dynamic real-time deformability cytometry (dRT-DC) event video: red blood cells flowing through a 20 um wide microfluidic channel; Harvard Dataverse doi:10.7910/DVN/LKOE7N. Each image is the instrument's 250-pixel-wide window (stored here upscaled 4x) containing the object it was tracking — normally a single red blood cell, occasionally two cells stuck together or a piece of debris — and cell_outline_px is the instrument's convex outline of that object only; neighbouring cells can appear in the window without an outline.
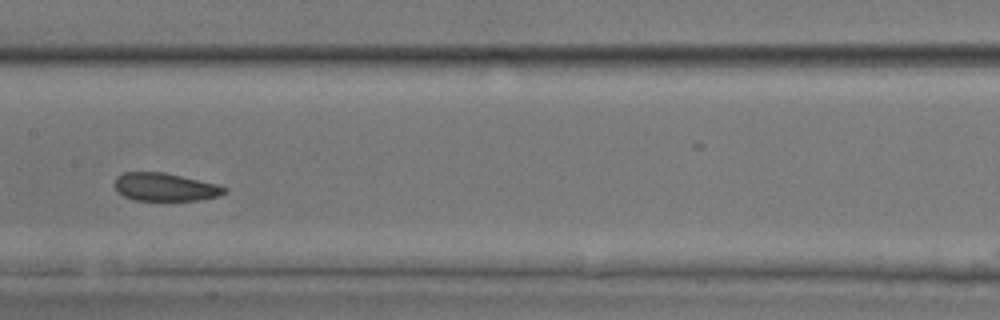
{"species": "common noctule bat (a hibernating species)", "species_latin": "Nyctalus noctula", "temperature_condition": "room temperature", "stored_images_in_passage": 35, "camera_frame_rate_fps": 3000, "um_per_image_px": 0.085, "animal": {"sex": "male", "body_mass_g": 17.9, "forearm_length_mm": 54.2}, "frame": {"image": 1, "passage_image": 20, "time_ms": 6.333, "image_size_px": [1000, 320], "cell_outline_px": [[228, 192], [216, 196], [196, 200], [132, 200], [124, 196], [116, 188], [116, 176], [124, 172], [164, 172], [216, 184], [228, 188]], "centroid_in_image_um": [14.03, 15.89], "position_along_channel_um": 193.4, "area_um2": 17.69}, "authors_computed_cell_mechanics": {"area_um2": 18.7272, "velocity_mm_per_s": 4.0162, "shape_relaxation_time_tau1_ms": 4.2913, "shape_relaxation_time_tau2_ms": 3.6554, "deformation_change_tau1": 0.0627, "deformation_change_tau2": 0.0908}}